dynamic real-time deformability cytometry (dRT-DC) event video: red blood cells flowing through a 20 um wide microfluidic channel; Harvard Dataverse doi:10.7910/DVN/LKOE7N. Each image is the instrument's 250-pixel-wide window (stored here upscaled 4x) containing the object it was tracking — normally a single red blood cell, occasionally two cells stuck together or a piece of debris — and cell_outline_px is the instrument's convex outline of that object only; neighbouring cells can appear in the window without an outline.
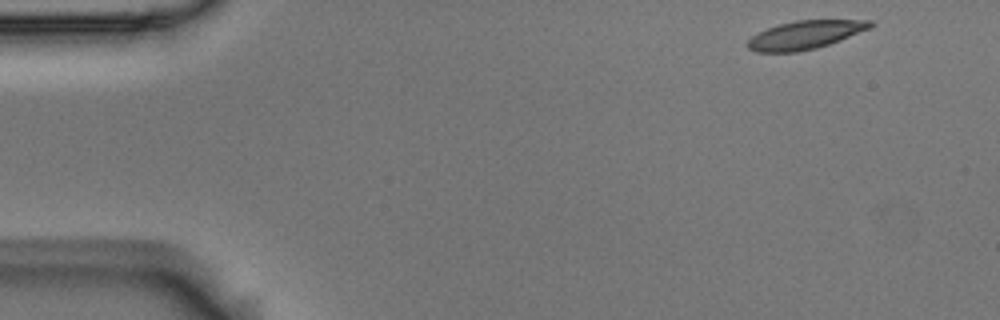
{"species": "Egyptian fruit bat (a non-hibernating species)", "species_latin": "Rousettus aegyptiacus", "temperature_condition": "room temperature", "stored_images_in_passage": 52, "camera_frame_rate_fps": 3000, "um_per_image_px": 0.085, "animal": {"sex": "male"}, "frame": {"image": 1, "passage_image": 1, "time_ms": 0.0, "image_size_px": [1000, 320], "cell_outline_px": [[876, 24], [872, 28], [840, 40], [816, 48], [796, 52], [756, 52], [748, 48], [748, 40], [752, 36], [768, 28], [780, 24], [796, 20], [872, 20]], "centroid_in_image_um": [68.49, 2.96], "position_along_channel_um": 16.5, "area_um2": 20.17}}
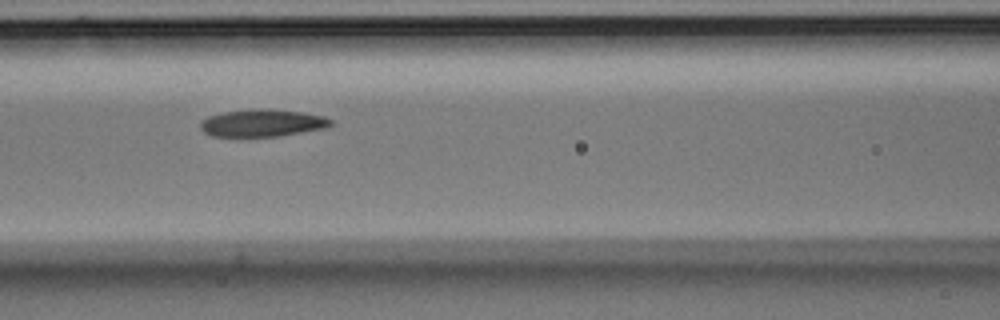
{"frame": {"image": 2, "passage_image": 20, "time_ms": 6.333, "image_size_px": [1000, 320], "cell_outline_px": [[332, 124], [324, 128], [280, 136], [212, 136], [204, 132], [200, 128], [200, 120], [208, 116], [224, 112], [260, 108], [304, 112], [324, 116], [332, 120]], "centroid_in_image_um": [22.28, 10.45], "position_along_channel_um": 144.3, "area_um2": 20.69}}
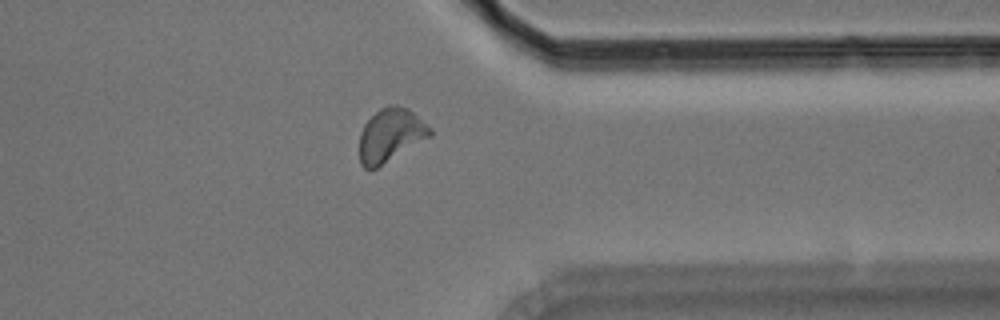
{"frame": {"image": 3, "passage_image": 40, "time_ms": 13.0, "image_size_px": [1000, 320], "cell_outline_px": [[432, 136], [376, 168], [368, 172], [360, 164], [360, 132], [364, 124], [380, 108], [388, 104], [396, 104], [408, 108], [432, 128]], "centroid_in_image_um": [33.2, 11.49], "position_along_channel_um": 378.2, "area_um2": 22.14}, "authors_computed_cell_mechanics": {"area_um2": 20.9236, "velocity_mm_per_s": 3.6026, "shape_relaxation_time_tau1_ms": 7.442, "shape_relaxation_time_tau2_ms": 4.0974, "deformation_change_tau1": 0.1805, "deformation_change_tau2": 0.0968}}